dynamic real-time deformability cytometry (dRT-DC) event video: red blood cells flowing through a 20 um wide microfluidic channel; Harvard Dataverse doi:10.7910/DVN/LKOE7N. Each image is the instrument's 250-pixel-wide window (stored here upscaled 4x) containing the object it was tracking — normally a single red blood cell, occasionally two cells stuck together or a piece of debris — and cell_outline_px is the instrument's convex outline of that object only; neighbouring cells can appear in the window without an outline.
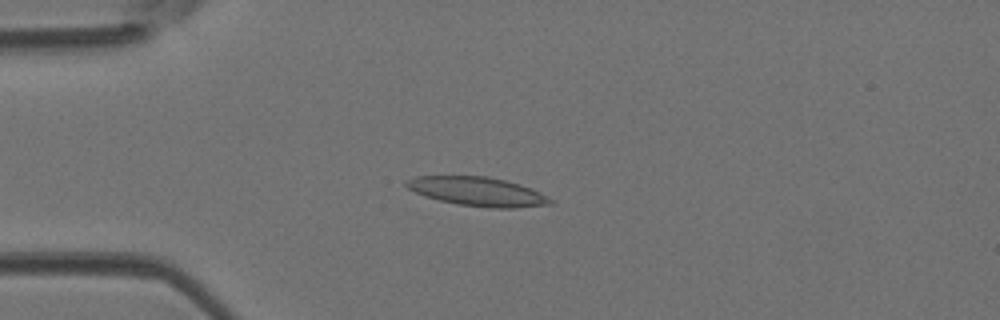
{"species": "Egyptian fruit bat (a non-hibernating species)", "species_latin": "Rousettus aegyptiacus", "temperature_condition": "room temperature", "stored_images_in_passage": 48, "camera_frame_rate_fps": 3000, "um_per_image_px": 0.085, "animal": {"sex": "female"}, "frame": {"image": 1, "passage_image": 12, "time_ms": 3.667, "image_size_px": [1000, 320], "cell_outline_px": [[556, 200], [552, 204], [516, 208], [488, 208], [460, 204], [440, 200], [416, 192], [408, 188], [404, 184], [404, 180], [416, 176], [484, 176], [504, 180], [520, 184], [532, 188]], "centroid_in_image_um": [40.65, 16.28], "position_along_channel_um": 44.4, "area_um2": 24.28}}
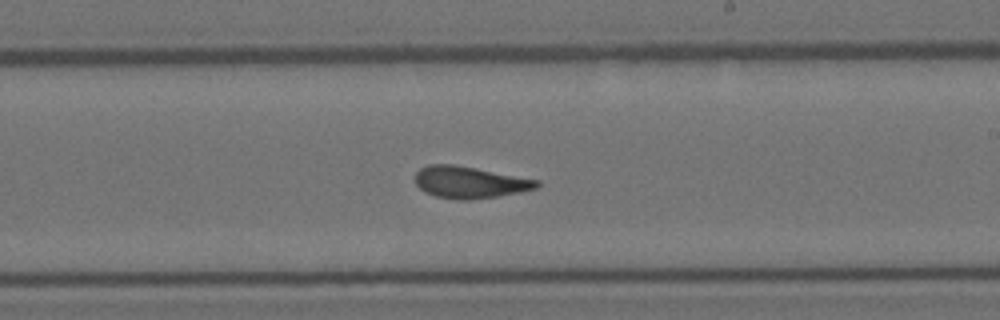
{"frame": {"image": 2, "passage_image": 28, "time_ms": 9.0, "image_size_px": [1000, 320], "cell_outline_px": [[540, 184], [536, 188], [520, 192], [496, 196], [468, 200], [456, 200], [436, 196], [424, 192], [416, 184], [416, 172], [420, 168], [428, 164], [452, 164], [476, 168], [540, 180]], "centroid_in_image_um": [39.91, 15.49], "position_along_channel_um": 249.1, "area_um2": 22.48}}
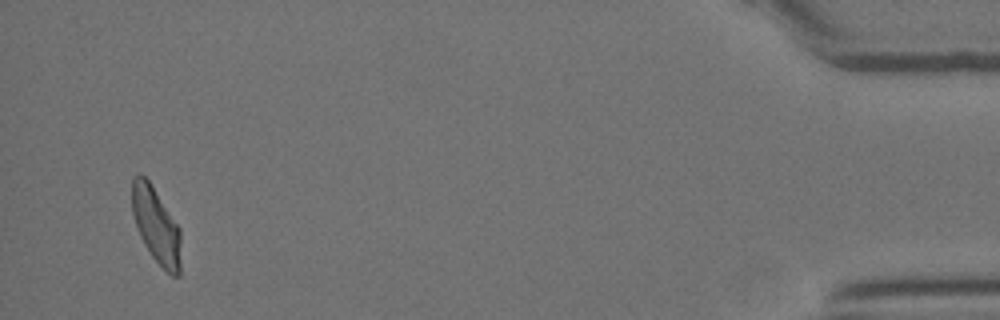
{"frame": {"image": 3, "passage_image": 46, "time_ms": 15.0, "image_size_px": [1000, 320], "cell_outline_px": [[180, 276], [172, 276], [152, 256], [144, 244], [136, 228], [132, 212], [132, 176], [140, 172], [148, 180], [180, 228]], "centroid_in_image_um": [13.25, 19.14], "position_along_channel_um": 421.9, "area_um2": 21.44}, "authors_computed_cell_mechanics": {"area_um2": 22.542, "velocity_mm_per_s": 4.222, "shape_relaxation_time_tau1_ms": null, "shape_relaxation_time_tau2_ms": 2.9056, "deformation_change_tau1": null, "deformation_change_tau2": 0.1142}}